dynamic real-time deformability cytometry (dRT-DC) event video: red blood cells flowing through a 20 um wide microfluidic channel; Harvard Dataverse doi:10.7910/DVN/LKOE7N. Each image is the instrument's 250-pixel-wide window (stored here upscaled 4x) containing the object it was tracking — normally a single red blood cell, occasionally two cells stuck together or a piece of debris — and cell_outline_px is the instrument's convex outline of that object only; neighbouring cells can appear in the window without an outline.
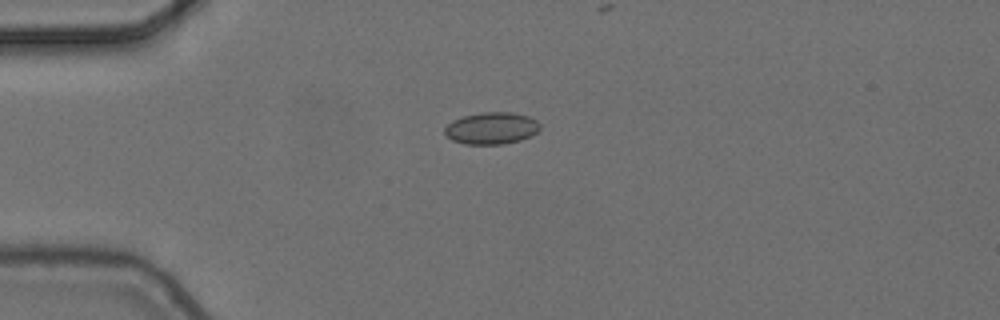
{"species": "common noctule bat (a hibernating species)", "species_latin": "Nyctalus noctula", "temperature_condition": "cold", "stored_images_in_passage": 6, "camera_frame_rate_fps": 3000, "um_per_image_px": 0.085, "animal": {"sex": "female", "body_mass_g": 24.6, "forearm_length_mm": 56.2}, "frame": {"image": 1, "passage_image": 1, "time_ms": 0.0, "image_size_px": [1000, 320], "cell_outline_px": [[540, 128], [532, 136], [520, 140], [504, 144], [464, 144], [452, 140], [444, 132], [444, 128], [452, 120], [464, 116], [484, 112], [512, 112], [528, 116], [536, 120], [540, 124]], "centroid_in_image_um": [41.79, 10.9], "position_along_channel_um": 43.2, "area_um2": 17.74}}
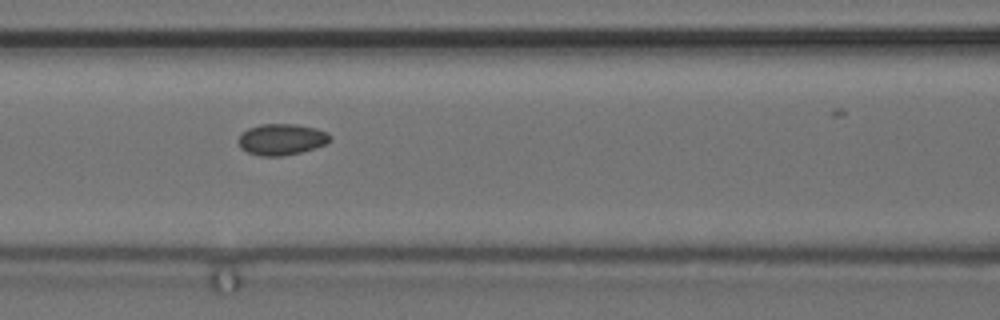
{"frame": {"image": 2, "passage_image": 4, "time_ms": 1.0, "image_size_px": [1000, 320], "cell_outline_px": [[332, 140], [316, 148], [300, 152], [280, 156], [260, 156], [248, 152], [240, 148], [236, 140], [248, 128], [260, 124], [296, 124], [316, 128], [328, 132], [332, 136]], "centroid_in_image_um": [23.94, 11.84], "position_along_channel_um": 142.7, "area_um2": 16.82}}
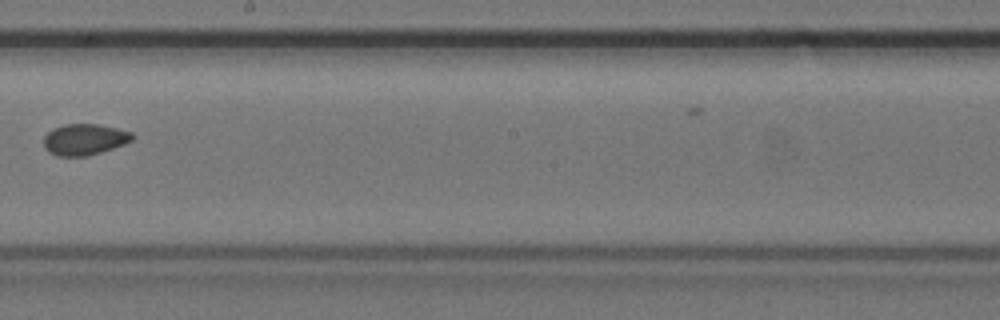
{"frame": {"image": 3, "passage_image": 6, "time_ms": 1.667, "image_size_px": [1000, 320], "cell_outline_px": [[136, 136], [132, 140], [124, 144], [88, 156], [56, 156], [48, 152], [44, 148], [44, 136], [52, 128], [64, 124], [96, 124], [116, 128], [132, 132]], "centroid_in_image_um": [7.16, 11.85], "position_along_channel_um": 241.0, "area_um2": 16.18}}